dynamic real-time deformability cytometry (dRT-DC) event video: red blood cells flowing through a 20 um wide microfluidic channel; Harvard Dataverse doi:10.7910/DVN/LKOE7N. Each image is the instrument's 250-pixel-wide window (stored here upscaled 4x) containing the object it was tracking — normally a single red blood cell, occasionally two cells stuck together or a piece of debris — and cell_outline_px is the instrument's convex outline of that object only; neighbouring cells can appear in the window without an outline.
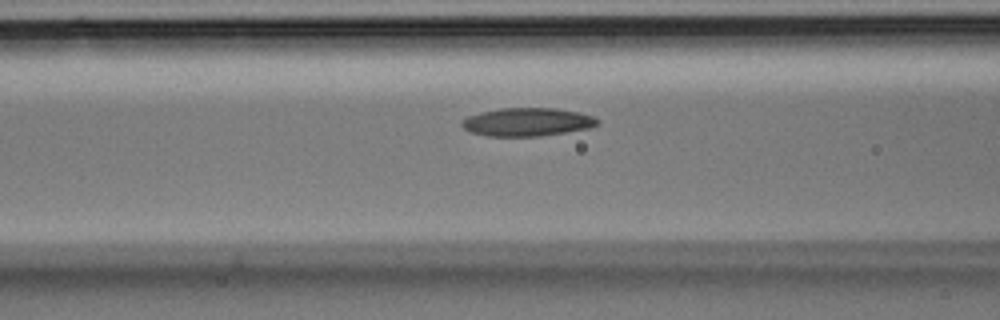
{"species": "Egyptian fruit bat (a non-hibernating species)", "species_latin": "Rousettus aegyptiacus", "temperature_condition": "room temperature", "stored_images_in_passage": 34, "camera_frame_rate_fps": 3000, "um_per_image_px": 0.085, "animal": {"sex": "male"}, "frame": {"image": 1, "passage_image": 12, "time_ms": 3.667, "image_size_px": [1000, 320], "cell_outline_px": [[600, 124], [588, 128], [540, 136], [488, 136], [472, 132], [464, 128], [460, 124], [468, 116], [480, 112], [500, 108], [556, 108], [580, 112], [592, 116], [600, 120]], "centroid_in_image_um": [44.84, 10.36], "position_along_channel_um": 121.8, "area_um2": 22.25}}
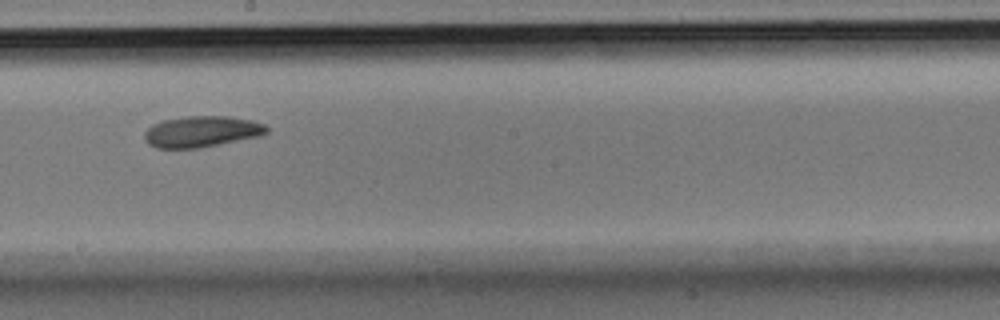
{"frame": {"image": 2, "passage_image": 18, "time_ms": 5.667, "image_size_px": [1000, 320], "cell_outline_px": [[268, 132], [256, 136], [200, 148], [156, 148], [148, 144], [144, 140], [144, 132], [152, 124], [164, 120], [188, 116], [228, 116], [252, 120], [264, 124], [268, 128]], "centroid_in_image_um": [17.09, 11.18], "position_along_channel_um": 231.1, "area_um2": 22.02}}
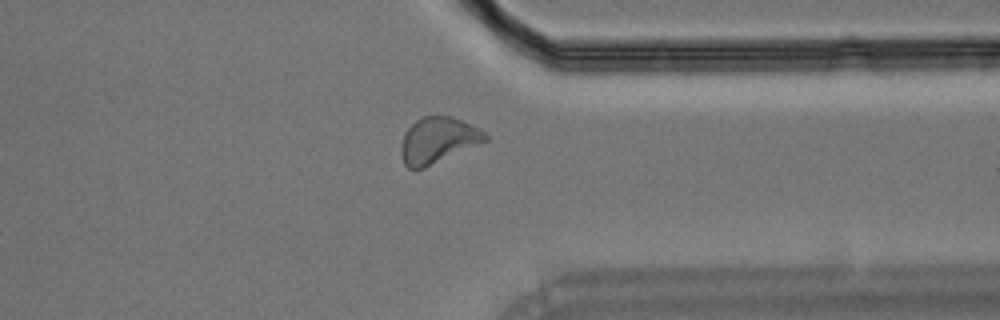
{"frame": {"image": 3, "passage_image": 26, "time_ms": 8.333, "image_size_px": [1000, 320], "cell_outline_px": [[488, 140], [424, 168], [408, 168], [404, 164], [400, 152], [400, 144], [404, 132], [416, 120], [424, 116], [452, 116], [472, 124], [480, 128], [488, 136]], "centroid_in_image_um": [37.21, 11.91], "position_along_channel_um": 374.2, "area_um2": 22.54}}